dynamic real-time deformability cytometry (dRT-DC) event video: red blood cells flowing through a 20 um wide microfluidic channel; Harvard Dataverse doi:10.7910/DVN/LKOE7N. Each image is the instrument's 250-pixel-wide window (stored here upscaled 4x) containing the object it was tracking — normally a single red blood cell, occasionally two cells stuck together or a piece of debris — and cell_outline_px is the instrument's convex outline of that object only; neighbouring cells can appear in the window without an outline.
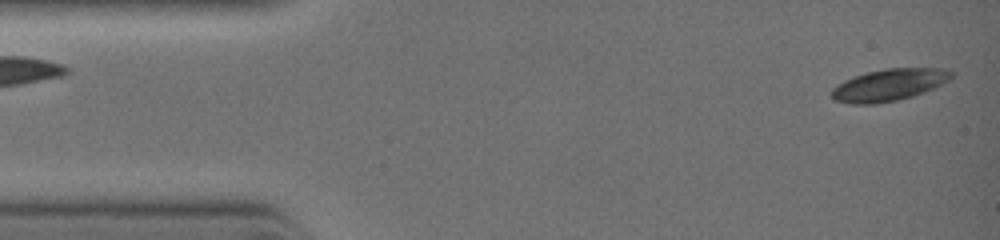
{"species": "common noctule bat (a hibernating species)", "species_latin": "Nyctalus noctula", "temperature_condition": "warm", "stored_images_in_passage": 3, "camera_frame_rate_fps": 3000, "um_per_image_px": 0.085, "animal": {"sex": "female", "body_mass_g": 19.0, "forearm_length_mm": 51.5}, "frame": {"image": 1, "passage_image": 1, "time_ms": 0.0, "image_size_px": [1000, 240], "cell_outline_px": [[952, 76], [948, 80], [924, 92], [912, 96], [896, 100], [876, 104], [852, 104], [832, 100], [832, 88], [836, 84], [844, 80], [868, 72], [884, 68], [940, 68], [952, 72]], "centroid_in_image_um": [75.51, 7.22], "position_along_channel_um": 9.5, "area_um2": 22.08}}
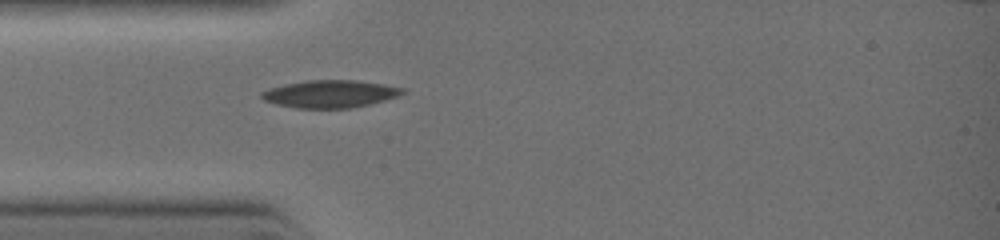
{"frame": {"image": 2, "passage_image": 3, "time_ms": 2.333, "image_size_px": [1000, 240], "cell_outline_px": [[404, 92], [396, 96], [384, 100], [368, 104], [348, 108], [296, 108], [276, 104], [264, 100], [260, 96], [260, 92], [272, 88], [288, 84], [308, 80], [356, 80], [404, 88]], "centroid_in_image_um": [28.02, 7.98], "position_along_channel_um": 57.0, "area_um2": 22.14}}